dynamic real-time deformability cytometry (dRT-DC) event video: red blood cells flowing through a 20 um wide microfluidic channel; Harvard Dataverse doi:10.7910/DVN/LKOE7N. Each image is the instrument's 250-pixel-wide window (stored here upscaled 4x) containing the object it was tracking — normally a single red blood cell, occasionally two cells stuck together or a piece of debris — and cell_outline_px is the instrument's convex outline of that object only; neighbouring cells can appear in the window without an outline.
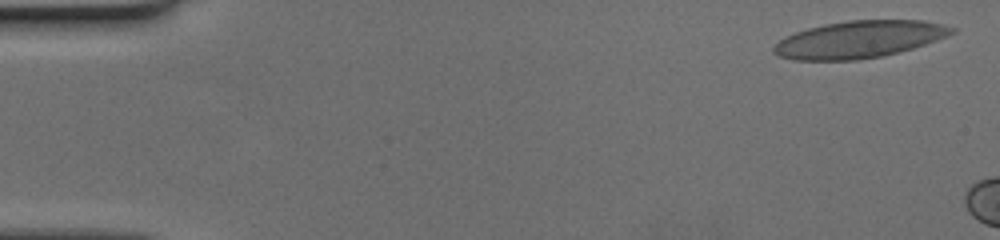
{"species": "human", "species_latin": "Homo sapiens", "temperature_condition": "cold", "stored_images_in_passage": 10, "camera_frame_rate_fps": 3000, "um_per_image_px": 0.085, "donor": {"sex": "female"}, "frame": {"image": 1, "passage_image": 2, "time_ms": 0.333, "image_size_px": [1000, 240], "cell_outline_px": [[956, 32], [948, 36], [912, 48], [880, 56], [856, 60], [792, 60], [780, 56], [772, 52], [772, 48], [784, 36], [808, 28], [824, 24], [848, 20], [924, 20], [944, 24], [956, 28]], "centroid_in_image_um": [73.03, 3.34], "position_along_channel_um": 12.0, "area_um2": 38.44}}